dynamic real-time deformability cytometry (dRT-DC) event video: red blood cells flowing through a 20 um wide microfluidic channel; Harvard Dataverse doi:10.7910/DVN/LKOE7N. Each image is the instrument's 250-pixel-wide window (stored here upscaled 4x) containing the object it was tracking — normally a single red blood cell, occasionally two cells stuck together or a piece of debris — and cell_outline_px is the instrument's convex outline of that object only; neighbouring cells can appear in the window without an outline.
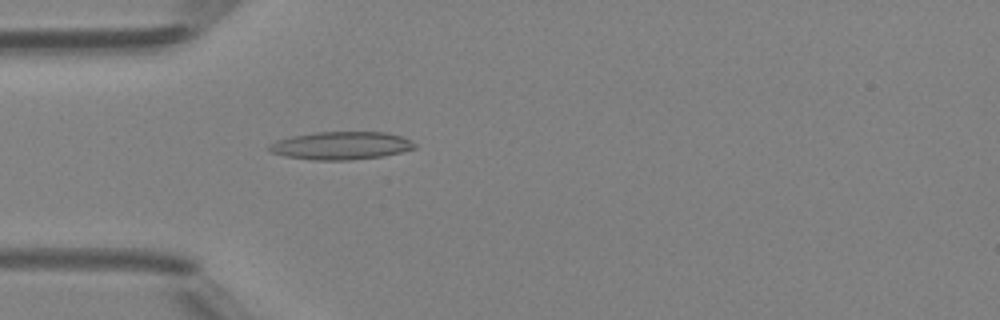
{"species": "Egyptian fruit bat (a non-hibernating species)", "species_latin": "Rousettus aegyptiacus", "temperature_condition": "room temperature", "stored_images_in_passage": 47, "camera_frame_rate_fps": 3000, "um_per_image_px": 0.085, "animal": {"sex": "female"}, "frame": {"image": 1, "passage_image": 13, "time_ms": 4.0, "image_size_px": [1000, 320], "cell_outline_px": [[416, 148], [384, 156], [352, 160], [312, 160], [284, 156], [272, 152], [268, 148], [268, 144], [276, 140], [292, 136], [316, 132], [384, 132], [400, 136], [412, 140], [416, 144]], "centroid_in_image_um": [28.99, 12.38], "position_along_channel_um": 56.0, "area_um2": 23.76}}
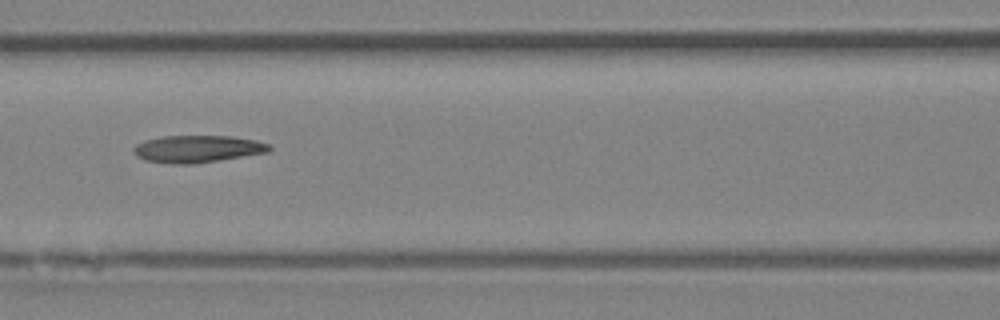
{"frame": {"image": 2, "passage_image": 20, "time_ms": 6.333, "image_size_px": [1000, 320], "cell_outline_px": [[272, 148], [268, 152], [192, 164], [172, 164], [144, 160], [136, 156], [132, 152], [132, 148], [136, 144], [144, 140], [160, 136], [232, 136], [256, 140], [268, 144]], "centroid_in_image_um": [16.72, 12.65], "position_along_channel_um": 149.9, "area_um2": 21.56}}
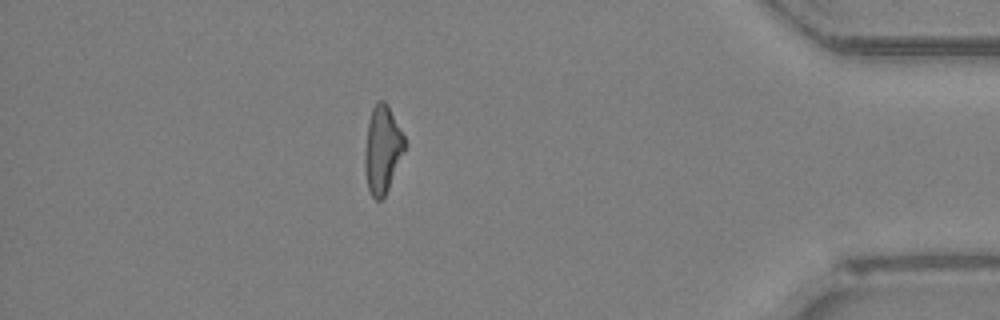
{"frame": {"image": 3, "passage_image": 41, "time_ms": 13.333, "image_size_px": [1000, 320], "cell_outline_px": [[404, 152], [388, 188], [384, 196], [380, 200], [376, 200], [372, 196], [368, 188], [364, 168], [364, 152], [368, 120], [372, 108], [380, 100], [384, 100], [388, 104], [404, 136]], "centroid_in_image_um": [32.48, 12.68], "position_along_channel_um": 402.7, "area_um2": 20.17}, "authors_computed_cell_mechanics": {"area_um2": 21.2126, "velocity_mm_per_s": 4.2496, "shape_relaxation_time_tau1_ms": null, "shape_relaxation_time_tau2_ms": 5.3264, "deformation_change_tau1": null, "deformation_change_tau2": 0.1916}}